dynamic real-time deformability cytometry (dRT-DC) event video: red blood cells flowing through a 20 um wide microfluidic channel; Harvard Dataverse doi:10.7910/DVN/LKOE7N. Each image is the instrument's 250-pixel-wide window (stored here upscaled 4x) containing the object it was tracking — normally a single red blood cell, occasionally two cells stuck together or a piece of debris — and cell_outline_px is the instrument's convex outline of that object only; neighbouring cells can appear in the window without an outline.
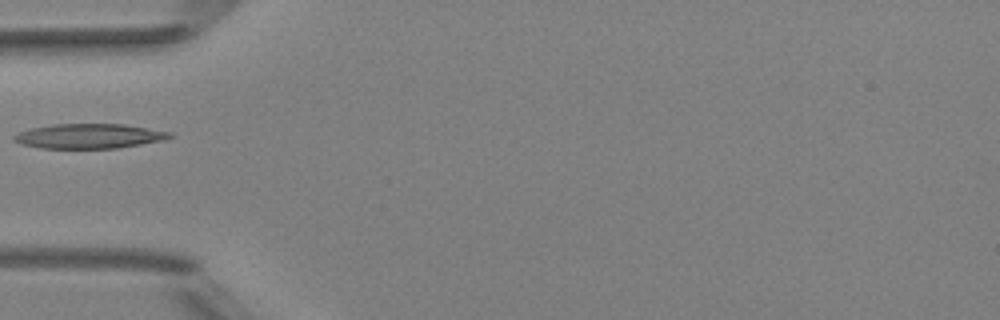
{"species": "Egyptian fruit bat (a non-hibernating species)", "species_latin": "Rousettus aegyptiacus", "temperature_condition": "room temperature", "stored_images_in_passage": 6, "camera_frame_rate_fps": 3000, "um_per_image_px": 0.085, "animal": {"sex": "female"}, "frame": {"image": 1, "passage_image": 5, "time_ms": 1.333, "image_size_px": [1000, 320], "cell_outline_px": [[176, 136], [164, 140], [116, 148], [40, 148], [24, 144], [12, 140], [12, 136], [20, 132], [32, 128], [52, 124], [124, 124], [172, 132]], "centroid_in_image_um": [7.62, 11.56], "position_along_channel_um": 77.4, "area_um2": 22.37}}
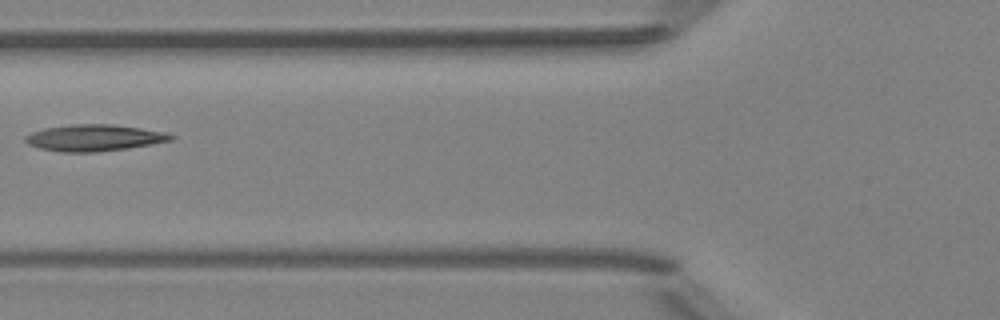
{"frame": {"image": 2, "passage_image": 6, "time_ms": 1.667, "image_size_px": [1000, 320], "cell_outline_px": [[176, 136], [172, 140], [152, 144], [128, 148], [96, 152], [60, 152], [40, 148], [28, 144], [24, 140], [24, 136], [32, 132], [44, 128], [68, 124], [112, 124], [168, 132]], "centroid_in_image_um": [8.01, 11.71], "position_along_channel_um": 117.8, "area_um2": 22.66}}